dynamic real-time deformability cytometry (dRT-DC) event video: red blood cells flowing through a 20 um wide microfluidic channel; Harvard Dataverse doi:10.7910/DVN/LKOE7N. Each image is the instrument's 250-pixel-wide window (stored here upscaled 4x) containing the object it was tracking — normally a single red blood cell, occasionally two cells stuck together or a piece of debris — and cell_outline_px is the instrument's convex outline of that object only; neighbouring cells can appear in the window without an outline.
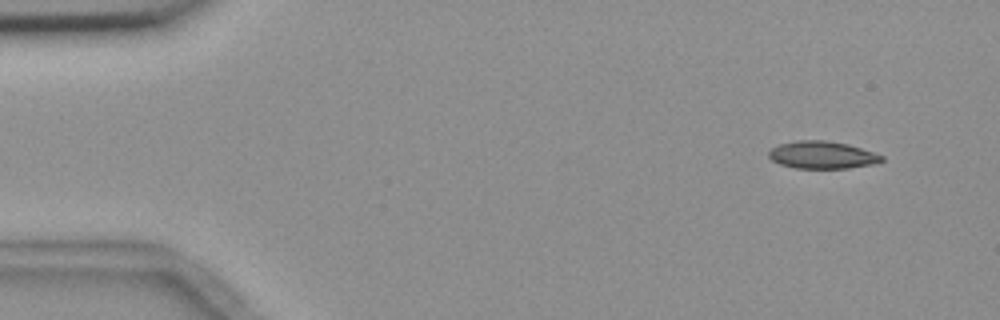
{"species": "common noctule bat (a hibernating species)", "species_latin": "Nyctalus noctula", "temperature_condition": "room temperature", "stored_images_in_passage": 4, "camera_frame_rate_fps": 3000, "um_per_image_px": 0.085, "animal": {"sex": "female", "body_mass_g": 18.4}, "frame": {"image": 1, "passage_image": 1, "time_ms": 0.0, "image_size_px": [1000, 320], "cell_outline_px": [[884, 160], [876, 164], [848, 168], [796, 168], [780, 164], [772, 160], [768, 156], [768, 152], [772, 148], [780, 144], [796, 140], [824, 140], [848, 144], [884, 156]], "centroid_in_image_um": [69.89, 13.17], "position_along_channel_um": 15.1, "area_um2": 18.03}}